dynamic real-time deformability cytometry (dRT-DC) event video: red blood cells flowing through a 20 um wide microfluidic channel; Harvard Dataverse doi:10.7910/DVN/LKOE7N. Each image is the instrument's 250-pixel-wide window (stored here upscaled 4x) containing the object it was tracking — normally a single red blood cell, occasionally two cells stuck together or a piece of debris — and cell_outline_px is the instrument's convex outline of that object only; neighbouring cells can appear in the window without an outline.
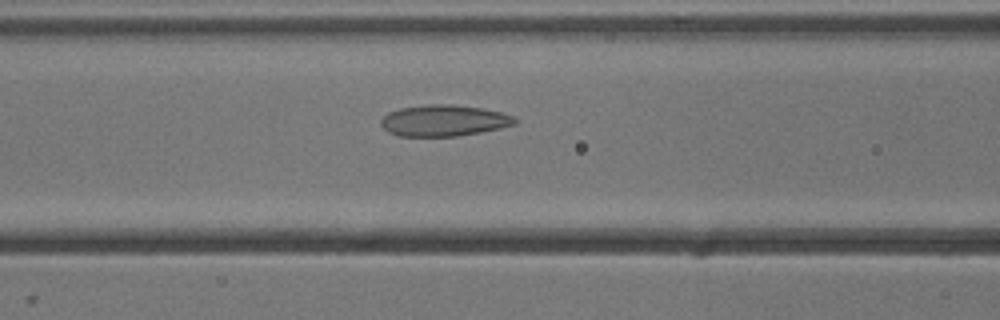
{"species": "common noctule bat (a hibernating species)", "species_latin": "Nyctalus noctula", "temperature_condition": "cold", "stored_images_in_passage": 12, "camera_frame_rate_fps": 3000, "um_per_image_px": 0.085, "animal": {"sex": "male", "body_mass_g": 13.3}, "frame": {"image": 1, "passage_image": 7, "time_ms": 2.0, "image_size_px": [1000, 320], "cell_outline_px": [[516, 124], [500, 128], [480, 132], [456, 136], [400, 136], [388, 132], [380, 124], [380, 120], [388, 112], [400, 108], [428, 104], [448, 104], [484, 108], [500, 112], [512, 116], [516, 120]], "centroid_in_image_um": [37.7, 10.24], "position_along_channel_um": 128.9, "area_um2": 24.33}}
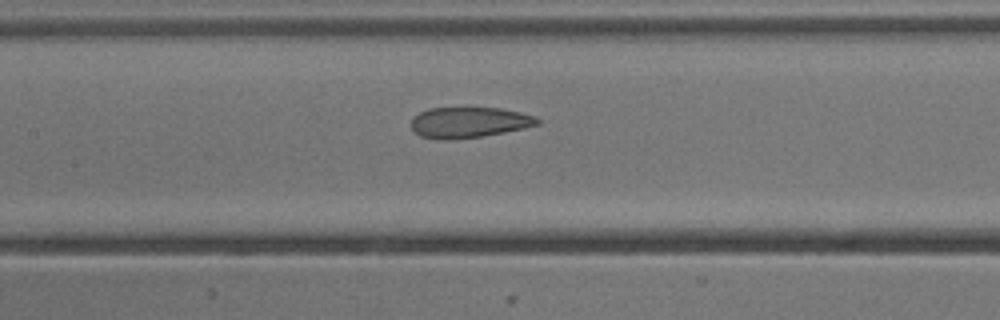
{"frame": {"image": 2, "passage_image": 10, "time_ms": 3.0, "image_size_px": [1000, 320], "cell_outline_px": [[540, 124], [524, 128], [504, 132], [480, 136], [448, 140], [420, 136], [412, 128], [412, 116], [428, 108], [464, 104], [500, 108], [520, 112], [536, 116], [540, 120]], "centroid_in_image_um": [39.86, 10.33], "position_along_channel_um": 167.5, "area_um2": 23.47}}